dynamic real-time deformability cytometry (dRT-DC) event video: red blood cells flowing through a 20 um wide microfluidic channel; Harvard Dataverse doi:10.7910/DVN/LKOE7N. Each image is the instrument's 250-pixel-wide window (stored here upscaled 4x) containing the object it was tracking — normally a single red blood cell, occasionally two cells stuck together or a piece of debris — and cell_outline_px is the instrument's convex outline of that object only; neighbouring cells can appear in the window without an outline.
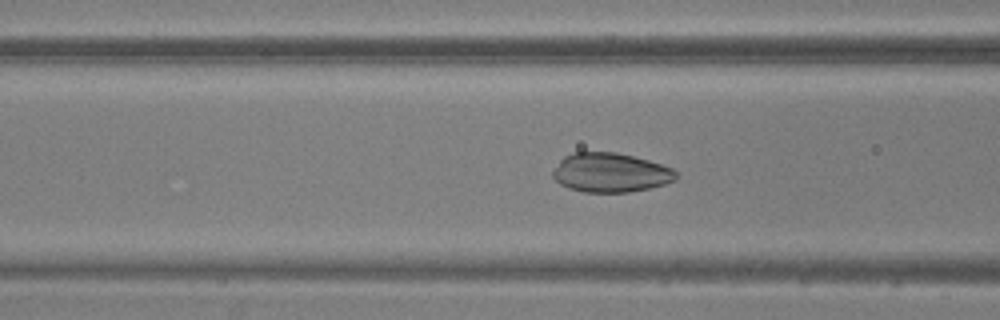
{"species": "common noctule bat (a hibernating species)", "species_latin": "Nyctalus noctula", "temperature_condition": "warm", "stored_images_in_passage": 28, "camera_frame_rate_fps": 3000, "um_per_image_px": 0.085, "animal": {"sex": "male", "body_mass_g": 20.5, "forearm_length_mm": 52.5}, "frame": {"image": 1, "passage_image": 5, "time_ms": 1.333, "image_size_px": [1000, 320], "cell_outline_px": [[676, 180], [664, 184], [648, 188], [628, 192], [584, 192], [568, 188], [560, 184], [552, 176], [552, 172], [560, 160], [564, 156], [572, 152], [616, 152], [648, 160], [672, 168], [676, 172]], "centroid_in_image_um": [51.86, 14.67], "position_along_channel_um": 114.7, "area_um2": 28.09}}
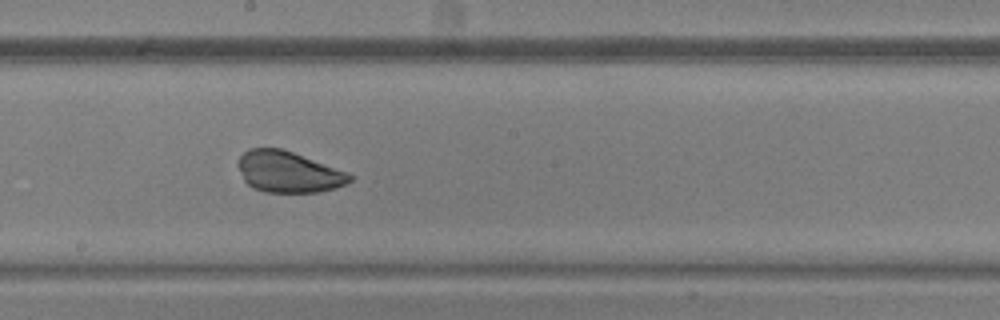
{"frame": {"image": 2, "passage_image": 13, "time_ms": 4.0, "image_size_px": [1000, 320], "cell_outline_px": [[352, 180], [348, 184], [336, 188], [316, 192], [264, 192], [248, 184], [244, 180], [236, 164], [240, 156], [248, 148], [280, 148], [292, 152], [348, 172], [352, 176]], "centroid_in_image_um": [24.51, 14.61], "position_along_channel_um": 223.7, "area_um2": 26.7}}
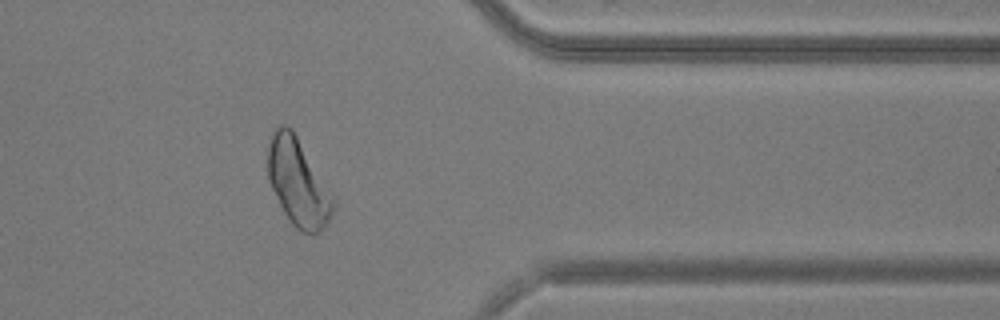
{"frame": {"image": 3, "passage_image": 26, "time_ms": 8.333, "image_size_px": [1000, 320], "cell_outline_px": [[336, 204], [324, 228], [320, 232], [304, 232], [296, 228], [288, 220], [268, 180], [268, 144], [272, 132], [280, 124], [288, 124], [292, 128], [336, 200]], "centroid_in_image_um": [25.33, 15.48], "position_along_channel_um": 386.1, "area_um2": 33.0}}